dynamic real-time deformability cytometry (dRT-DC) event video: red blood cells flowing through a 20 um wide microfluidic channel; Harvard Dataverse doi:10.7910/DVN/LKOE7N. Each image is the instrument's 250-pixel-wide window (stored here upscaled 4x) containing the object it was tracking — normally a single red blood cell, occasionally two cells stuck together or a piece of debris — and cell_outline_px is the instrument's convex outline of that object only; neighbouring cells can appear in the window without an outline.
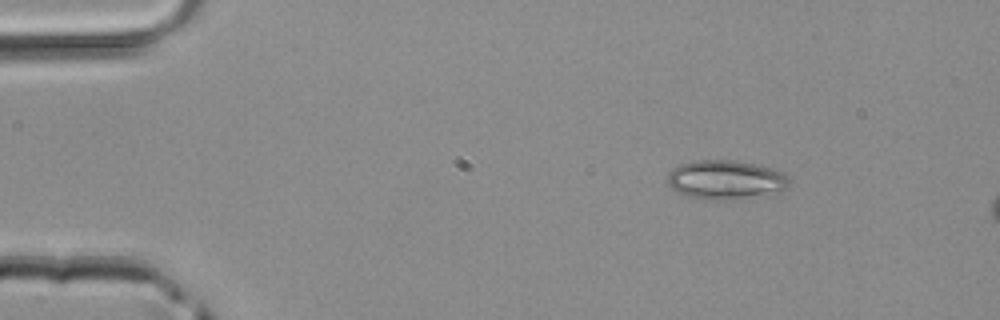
{"species": "common noctule bat (a hibernating species)", "species_latin": "Nyctalus noctula", "temperature_condition": "room temperature", "stored_images_in_passage": 3, "camera_frame_rate_fps": 3000, "um_per_image_px": 0.085, "animal": {"sex": "male", "body_mass_g": 20.4}, "frame": {"image": 1, "passage_image": 1, "time_ms": 0.0, "image_size_px": [1000, 320], "cell_outline_px": [[788, 188], [784, 192], [748, 200], [712, 200], [688, 196], [672, 188], [668, 184], [668, 172], [672, 168], [680, 164], [692, 160], [736, 160], [756, 164], [772, 168], [784, 172], [788, 176]], "centroid_in_image_um": [61.77, 15.3], "position_along_channel_um": 23.2, "area_um2": 28.61}}